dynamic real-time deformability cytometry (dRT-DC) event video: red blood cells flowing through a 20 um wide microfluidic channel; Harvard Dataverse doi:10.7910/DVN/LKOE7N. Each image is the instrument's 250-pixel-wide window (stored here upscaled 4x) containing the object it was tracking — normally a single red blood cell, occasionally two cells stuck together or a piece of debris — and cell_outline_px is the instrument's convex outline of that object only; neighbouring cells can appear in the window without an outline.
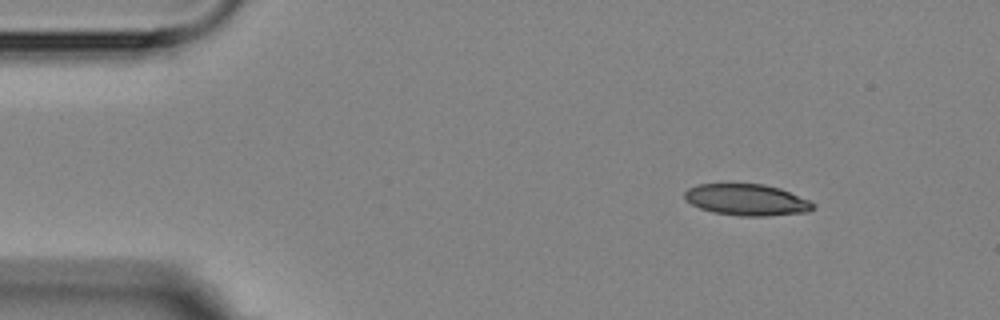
{"species": "Egyptian fruit bat (a non-hibernating species)", "species_latin": "Rousettus aegyptiacus", "temperature_condition": "room temperature", "stored_images_in_passage": 4, "camera_frame_rate_fps": 3000, "um_per_image_px": 0.085, "animal": {"sex": "female"}, "frame": {"image": 1, "passage_image": 1, "time_ms": 0.0, "image_size_px": [1000, 320], "cell_outline_px": [[816, 208], [808, 212], [768, 216], [740, 216], [712, 212], [700, 208], [684, 200], [684, 192], [688, 188], [696, 184], [764, 184], [780, 188], [808, 200], [816, 204]], "centroid_in_image_um": [63.47, 16.99], "position_along_channel_um": 21.5, "area_um2": 23.7}}